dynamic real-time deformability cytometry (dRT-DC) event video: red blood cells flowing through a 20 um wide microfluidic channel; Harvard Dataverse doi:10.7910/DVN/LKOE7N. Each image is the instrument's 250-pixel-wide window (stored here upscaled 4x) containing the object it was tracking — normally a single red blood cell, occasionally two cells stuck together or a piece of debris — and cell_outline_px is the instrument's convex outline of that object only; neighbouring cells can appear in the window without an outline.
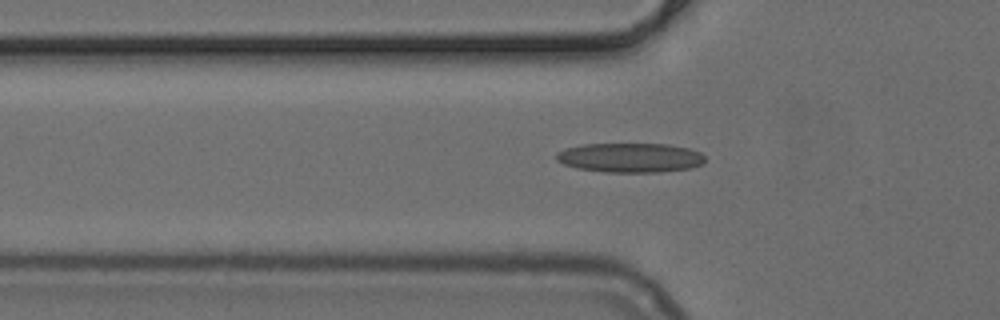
{"species": "common noctule bat (a hibernating species)", "species_latin": "Nyctalus noctula", "temperature_condition": "cold", "stored_images_in_passage": 46, "camera_frame_rate_fps": 3000, "um_per_image_px": 0.085, "animal": {"sex": "female", "body_mass_g": 24.6, "forearm_length_mm": 56.2}, "frame": {"image": 1, "passage_image": 16, "time_ms": 5.0, "image_size_px": [1000, 320], "cell_outline_px": [[704, 164], [692, 168], [660, 172], [604, 172], [576, 168], [564, 164], [556, 160], [556, 152], [564, 148], [584, 144], [668, 144], [688, 148], [700, 152], [704, 156]], "centroid_in_image_um": [53.56, 13.4], "position_along_channel_um": 72.2, "area_um2": 25.72}}
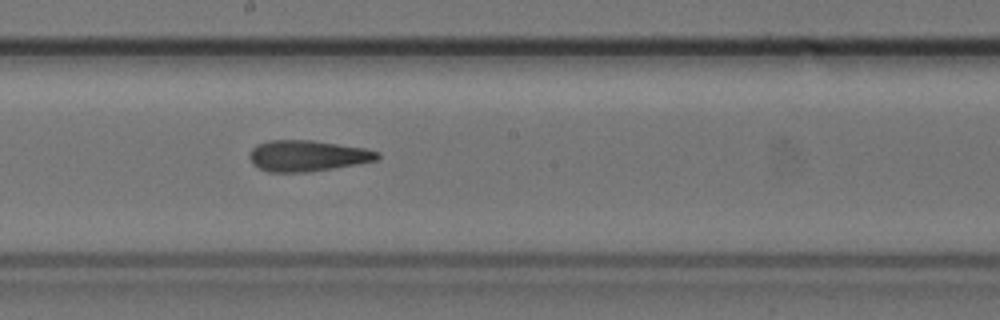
{"frame": {"image": 2, "passage_image": 27, "time_ms": 8.667, "image_size_px": [1000, 320], "cell_outline_px": [[380, 156], [376, 160], [332, 168], [308, 172], [268, 172], [252, 164], [248, 156], [252, 148], [256, 144], [268, 140], [312, 140], [364, 148], [380, 152]], "centroid_in_image_um": [26.08, 13.23], "position_along_channel_um": 222.1, "area_um2": 23.06}}
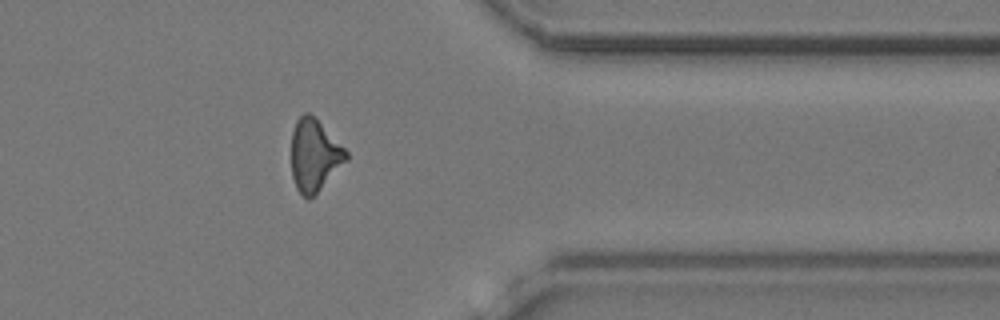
{"frame": {"image": 3, "passage_image": 40, "time_ms": 13.0, "image_size_px": [1000, 320], "cell_outline_px": [[348, 160], [308, 200], [296, 188], [292, 176], [292, 132], [296, 120], [304, 112], [308, 112], [348, 152]], "centroid_in_image_um": [26.71, 13.2], "position_along_channel_um": 384.7, "area_um2": 22.37}}